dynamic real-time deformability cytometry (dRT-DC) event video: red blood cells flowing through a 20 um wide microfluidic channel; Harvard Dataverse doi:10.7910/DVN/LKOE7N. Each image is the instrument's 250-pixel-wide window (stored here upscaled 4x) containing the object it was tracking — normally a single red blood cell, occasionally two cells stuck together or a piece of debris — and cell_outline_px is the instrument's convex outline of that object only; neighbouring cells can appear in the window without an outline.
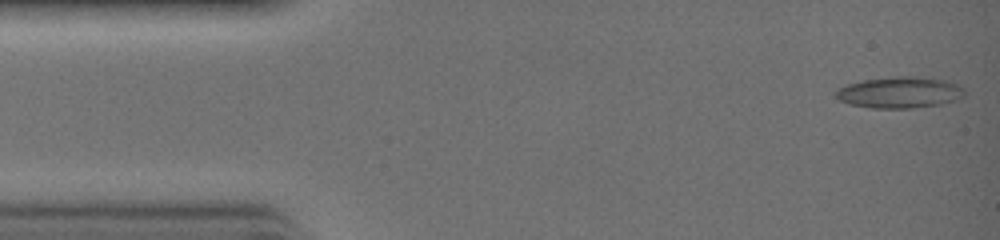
{"species": "common noctule bat (a hibernating species)", "species_latin": "Nyctalus noctula", "temperature_condition": "warm", "stored_images_in_passage": 9, "camera_frame_rate_fps": 3000, "um_per_image_px": 0.085, "animal": {"sex": "female", "body_mass_g": 19.0, "forearm_length_mm": 51.5}, "frame": {"image": 1, "passage_image": 1, "time_ms": 0.0, "image_size_px": [1000, 240], "cell_outline_px": [[964, 96], [956, 100], [940, 104], [912, 108], [872, 108], [848, 104], [832, 96], [836, 88], [848, 84], [864, 80], [904, 76], [908, 76], [944, 80], [956, 84], [964, 88]], "centroid_in_image_um": [76.42, 7.87], "position_along_channel_um": 8.6, "area_um2": 23.35}}
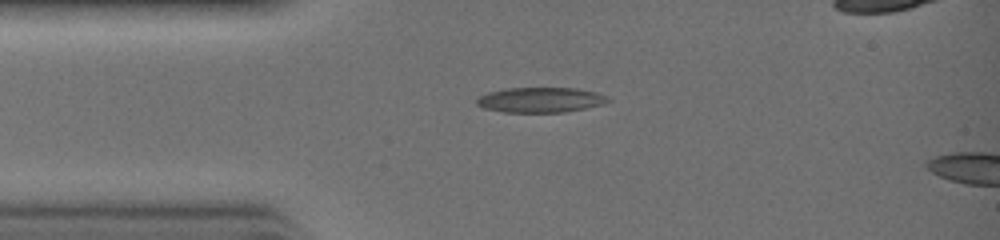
{"frame": {"image": 2, "passage_image": 7, "time_ms": 2.0, "image_size_px": [1000, 240], "cell_outline_px": [[612, 100], [604, 104], [564, 112], [504, 112], [484, 108], [476, 104], [476, 100], [480, 96], [488, 92], [508, 88], [576, 88], [596, 92]], "centroid_in_image_um": [45.93, 8.49], "position_along_channel_um": 39.1, "area_um2": 19.07}}